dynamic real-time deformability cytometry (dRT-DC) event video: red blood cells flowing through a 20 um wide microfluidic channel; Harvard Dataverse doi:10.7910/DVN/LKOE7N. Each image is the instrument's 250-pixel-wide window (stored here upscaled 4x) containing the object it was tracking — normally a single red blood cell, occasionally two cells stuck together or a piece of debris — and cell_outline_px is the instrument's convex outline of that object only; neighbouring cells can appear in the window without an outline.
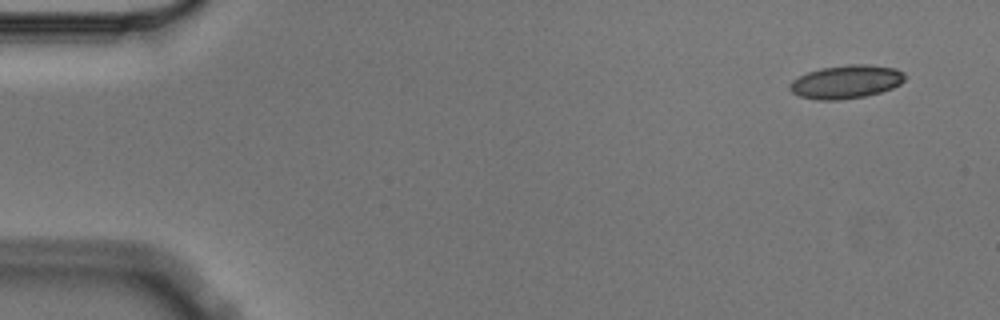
{"species": "Egyptian fruit bat (a non-hibernating species)", "species_latin": "Rousettus aegyptiacus", "temperature_condition": "cold", "stored_images_in_passage": 6, "camera_frame_rate_fps": 3000, "um_per_image_px": 0.085, "animal": {"sex": "male"}, "frame": {"image": 1, "passage_image": 1, "time_ms": 0.0, "image_size_px": [1000, 320], "cell_outline_px": [[908, 76], [900, 84], [892, 88], [880, 92], [864, 96], [840, 100], [816, 100], [800, 96], [792, 92], [788, 88], [788, 84], [792, 80], [808, 72], [820, 68], [848, 64], [868, 64], [896, 68], [904, 72]], "centroid_in_image_um": [71.93, 6.94], "position_along_channel_um": 13.1, "area_um2": 22.6}}
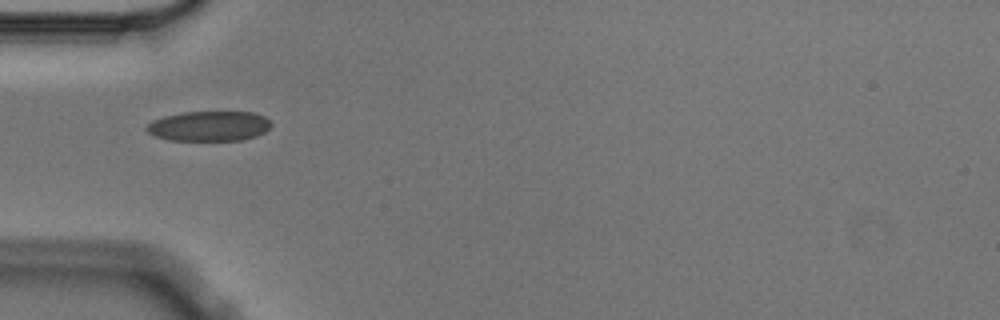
{"frame": {"image": 2, "passage_image": 5, "time_ms": 1.333, "image_size_px": [1000, 320], "cell_outline_px": [[272, 124], [264, 132], [256, 136], [240, 140], [168, 140], [156, 136], [148, 132], [144, 128], [152, 120], [164, 116], [184, 112], [256, 112], [264, 116]], "centroid_in_image_um": [17.76, 10.71], "position_along_channel_um": 67.2, "area_um2": 21.73}}
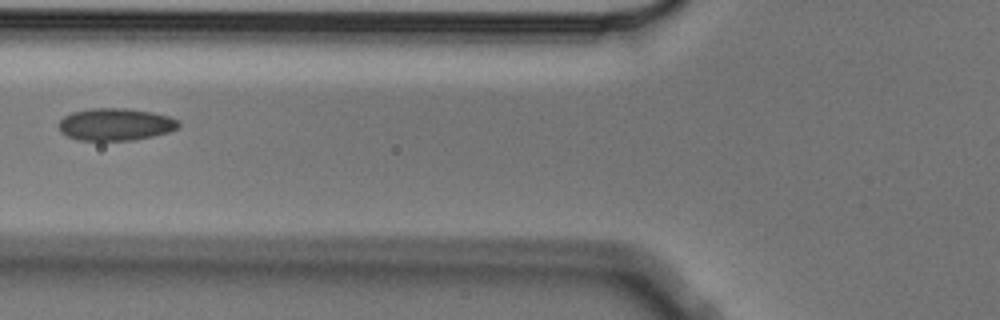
{"frame": {"image": 3, "passage_image": 6, "time_ms": 1.667, "image_size_px": [1000, 320], "cell_outline_px": [[180, 124], [176, 128], [168, 132], [152, 136], [132, 140], [80, 140], [68, 136], [60, 132], [60, 120], [64, 116], [72, 112], [92, 108], [128, 108], [152, 112], [168, 116], [176, 120]], "centroid_in_image_um": [9.8, 10.56], "position_along_channel_um": 116.0, "area_um2": 22.31}}